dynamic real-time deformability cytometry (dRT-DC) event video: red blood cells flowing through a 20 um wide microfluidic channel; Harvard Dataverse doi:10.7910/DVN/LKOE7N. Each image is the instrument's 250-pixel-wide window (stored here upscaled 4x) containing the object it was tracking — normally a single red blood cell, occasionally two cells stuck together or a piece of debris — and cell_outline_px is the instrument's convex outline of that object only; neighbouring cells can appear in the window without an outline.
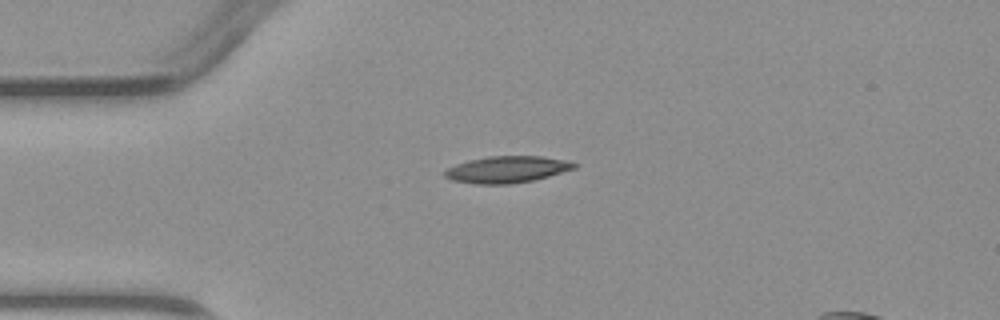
{"species": "common noctule bat (a hibernating species)", "species_latin": "Nyctalus noctula", "temperature_condition": "warm", "stored_images_in_passage": 2, "camera_frame_rate_fps": 3000, "um_per_image_px": 0.085, "animal": {"sex": "male", "body_mass_g": 23.1, "forearm_length_mm": 52.7}, "frame": {"image": 1, "passage_image": 1, "time_ms": 0.0, "image_size_px": [1000, 320], "cell_outline_px": [[576, 168], [548, 176], [532, 180], [512, 184], [476, 184], [452, 180], [444, 176], [444, 172], [448, 168], [456, 164], [468, 160], [488, 156], [540, 156], [564, 160], [576, 164]], "centroid_in_image_um": [43.05, 14.4], "position_along_channel_um": 41.9, "area_um2": 19.94}}
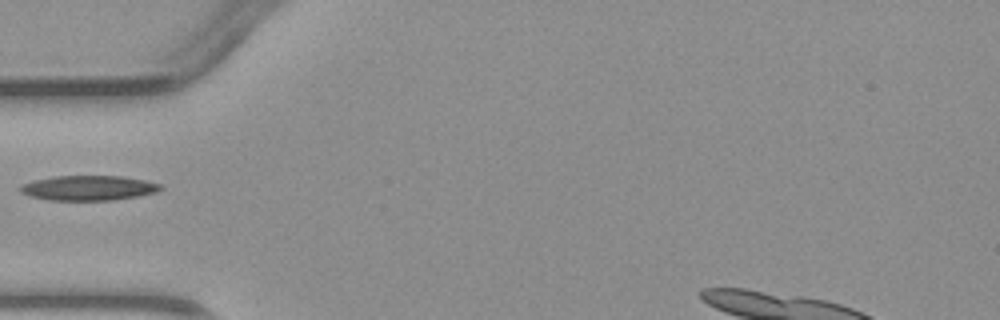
{"frame": {"image": 2, "passage_image": 2, "time_ms": 1.333, "image_size_px": [1000, 320], "cell_outline_px": [[164, 188], [156, 192], [140, 196], [112, 200], [48, 200], [32, 196], [20, 192], [20, 188], [24, 184], [36, 180], [52, 176], [124, 176], [144, 180], [160, 184]], "centroid_in_image_um": [7.58, 15.97], "position_along_channel_um": 77.4, "area_um2": 20.23}}